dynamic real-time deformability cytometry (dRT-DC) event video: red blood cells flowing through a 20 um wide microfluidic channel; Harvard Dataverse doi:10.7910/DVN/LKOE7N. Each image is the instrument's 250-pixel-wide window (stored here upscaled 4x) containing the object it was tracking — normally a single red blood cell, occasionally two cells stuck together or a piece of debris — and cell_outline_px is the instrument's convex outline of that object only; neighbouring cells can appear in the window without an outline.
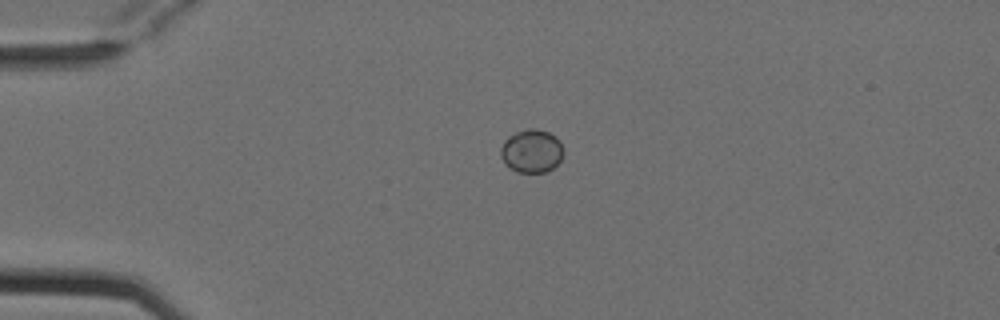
{"species": "Egyptian fruit bat (a non-hibernating species)", "species_latin": "Rousettus aegyptiacus", "temperature_condition": "cold", "stored_images_in_passage": 3, "camera_frame_rate_fps": 3000, "um_per_image_px": 0.085, "animal": {"sex": "female"}, "frame": {"image": 1, "passage_image": 1, "time_ms": 0.0, "image_size_px": [1000, 320], "cell_outline_px": [[564, 152], [560, 160], [552, 168], [544, 172], [516, 172], [500, 156], [500, 148], [504, 140], [508, 136], [516, 132], [528, 128], [536, 128], [548, 132], [556, 136], [560, 140], [564, 148]], "centroid_in_image_um": [45.21, 12.81], "position_along_channel_um": 39.8, "area_um2": 15.84}}
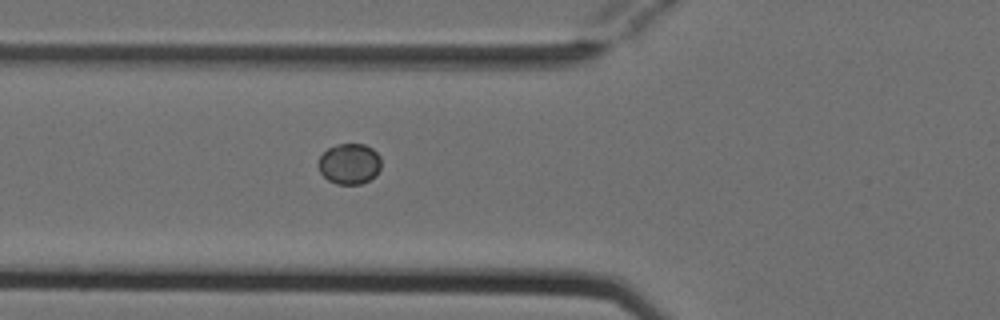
{"frame": {"image": 2, "passage_image": 3, "time_ms": 0.667, "image_size_px": [1000, 320], "cell_outline_px": [[380, 168], [376, 176], [360, 184], [336, 184], [328, 180], [320, 172], [316, 164], [320, 156], [328, 148], [336, 144], [364, 144], [372, 148], [380, 156]], "centroid_in_image_um": [29.68, 13.92], "position_along_channel_um": 96.1, "area_um2": 15.03}}